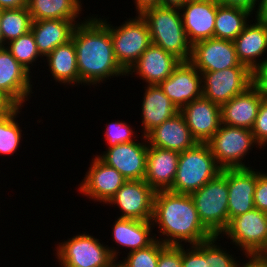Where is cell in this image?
Instances as JSON below:
<instances>
[{
  "label": "cell",
  "mask_w": 267,
  "mask_h": 267,
  "mask_svg": "<svg viewBox=\"0 0 267 267\" xmlns=\"http://www.w3.org/2000/svg\"><path fill=\"white\" fill-rule=\"evenodd\" d=\"M252 85L260 93L263 100L267 101V62L252 71Z\"/></svg>",
  "instance_id": "60d3db41"
},
{
  "label": "cell",
  "mask_w": 267,
  "mask_h": 267,
  "mask_svg": "<svg viewBox=\"0 0 267 267\" xmlns=\"http://www.w3.org/2000/svg\"><path fill=\"white\" fill-rule=\"evenodd\" d=\"M27 7V0H0V9H16Z\"/></svg>",
  "instance_id": "f6af8a7d"
},
{
  "label": "cell",
  "mask_w": 267,
  "mask_h": 267,
  "mask_svg": "<svg viewBox=\"0 0 267 267\" xmlns=\"http://www.w3.org/2000/svg\"><path fill=\"white\" fill-rule=\"evenodd\" d=\"M115 219V222L111 225V236L113 239L112 241L117 244V247L115 248L112 244L111 247L108 246V248L116 262L120 254H122V251L119 252L120 249L122 250L125 247L123 250L126 252L129 251L128 253H130L135 250L147 248L156 241L151 220L140 221L118 217H115ZM118 247L121 248L119 249Z\"/></svg>",
  "instance_id": "2e32d148"
},
{
  "label": "cell",
  "mask_w": 267,
  "mask_h": 267,
  "mask_svg": "<svg viewBox=\"0 0 267 267\" xmlns=\"http://www.w3.org/2000/svg\"><path fill=\"white\" fill-rule=\"evenodd\" d=\"M148 145L183 152L193 148L198 142L180 112L151 130L146 135Z\"/></svg>",
  "instance_id": "cb8c5ba5"
},
{
  "label": "cell",
  "mask_w": 267,
  "mask_h": 267,
  "mask_svg": "<svg viewBox=\"0 0 267 267\" xmlns=\"http://www.w3.org/2000/svg\"><path fill=\"white\" fill-rule=\"evenodd\" d=\"M220 237L235 245V250L238 247L245 258H256L267 250V213L254 208L233 217Z\"/></svg>",
  "instance_id": "9c48e42d"
},
{
  "label": "cell",
  "mask_w": 267,
  "mask_h": 267,
  "mask_svg": "<svg viewBox=\"0 0 267 267\" xmlns=\"http://www.w3.org/2000/svg\"><path fill=\"white\" fill-rule=\"evenodd\" d=\"M228 186L229 221L240 214L253 210L254 192L257 184V169L228 168L226 169Z\"/></svg>",
  "instance_id": "ffe728a7"
},
{
  "label": "cell",
  "mask_w": 267,
  "mask_h": 267,
  "mask_svg": "<svg viewBox=\"0 0 267 267\" xmlns=\"http://www.w3.org/2000/svg\"><path fill=\"white\" fill-rule=\"evenodd\" d=\"M179 112L198 143H207L221 125L220 105L203 96L189 102Z\"/></svg>",
  "instance_id": "ac0fdd59"
},
{
  "label": "cell",
  "mask_w": 267,
  "mask_h": 267,
  "mask_svg": "<svg viewBox=\"0 0 267 267\" xmlns=\"http://www.w3.org/2000/svg\"><path fill=\"white\" fill-rule=\"evenodd\" d=\"M187 0H159V6L181 8Z\"/></svg>",
  "instance_id": "7dc6e473"
},
{
  "label": "cell",
  "mask_w": 267,
  "mask_h": 267,
  "mask_svg": "<svg viewBox=\"0 0 267 267\" xmlns=\"http://www.w3.org/2000/svg\"><path fill=\"white\" fill-rule=\"evenodd\" d=\"M1 9H0V21H1ZM5 47V44L3 43L2 40V34H1V28H0V48Z\"/></svg>",
  "instance_id": "f907efd6"
},
{
  "label": "cell",
  "mask_w": 267,
  "mask_h": 267,
  "mask_svg": "<svg viewBox=\"0 0 267 267\" xmlns=\"http://www.w3.org/2000/svg\"><path fill=\"white\" fill-rule=\"evenodd\" d=\"M234 44L239 61L251 71L266 63L267 57L263 56L267 54V23L252 18L234 39Z\"/></svg>",
  "instance_id": "7402d4cb"
},
{
  "label": "cell",
  "mask_w": 267,
  "mask_h": 267,
  "mask_svg": "<svg viewBox=\"0 0 267 267\" xmlns=\"http://www.w3.org/2000/svg\"><path fill=\"white\" fill-rule=\"evenodd\" d=\"M180 62L173 54L151 44L126 73V77L132 75L131 78L138 77L145 85H159L172 74Z\"/></svg>",
  "instance_id": "d6986e66"
},
{
  "label": "cell",
  "mask_w": 267,
  "mask_h": 267,
  "mask_svg": "<svg viewBox=\"0 0 267 267\" xmlns=\"http://www.w3.org/2000/svg\"><path fill=\"white\" fill-rule=\"evenodd\" d=\"M265 267H267V250L261 252L257 257H256Z\"/></svg>",
  "instance_id": "681fc988"
},
{
  "label": "cell",
  "mask_w": 267,
  "mask_h": 267,
  "mask_svg": "<svg viewBox=\"0 0 267 267\" xmlns=\"http://www.w3.org/2000/svg\"><path fill=\"white\" fill-rule=\"evenodd\" d=\"M256 142L265 149L267 145V101L262 100L259 111L251 129Z\"/></svg>",
  "instance_id": "74e56055"
},
{
  "label": "cell",
  "mask_w": 267,
  "mask_h": 267,
  "mask_svg": "<svg viewBox=\"0 0 267 267\" xmlns=\"http://www.w3.org/2000/svg\"><path fill=\"white\" fill-rule=\"evenodd\" d=\"M190 196L200 221L213 235L220 236L230 222L226 169Z\"/></svg>",
  "instance_id": "ba28073f"
},
{
  "label": "cell",
  "mask_w": 267,
  "mask_h": 267,
  "mask_svg": "<svg viewBox=\"0 0 267 267\" xmlns=\"http://www.w3.org/2000/svg\"><path fill=\"white\" fill-rule=\"evenodd\" d=\"M254 207L267 213V171L257 169V184L254 192Z\"/></svg>",
  "instance_id": "ab89813d"
},
{
  "label": "cell",
  "mask_w": 267,
  "mask_h": 267,
  "mask_svg": "<svg viewBox=\"0 0 267 267\" xmlns=\"http://www.w3.org/2000/svg\"><path fill=\"white\" fill-rule=\"evenodd\" d=\"M33 77L11 55L6 47L0 48V91L16 106H25L35 96ZM32 83V84H31ZM26 102V103H25Z\"/></svg>",
  "instance_id": "9a60e30c"
},
{
  "label": "cell",
  "mask_w": 267,
  "mask_h": 267,
  "mask_svg": "<svg viewBox=\"0 0 267 267\" xmlns=\"http://www.w3.org/2000/svg\"><path fill=\"white\" fill-rule=\"evenodd\" d=\"M262 100L260 93L251 85L244 92L220 106L221 123L251 130Z\"/></svg>",
  "instance_id": "d4e9b609"
},
{
  "label": "cell",
  "mask_w": 267,
  "mask_h": 267,
  "mask_svg": "<svg viewBox=\"0 0 267 267\" xmlns=\"http://www.w3.org/2000/svg\"><path fill=\"white\" fill-rule=\"evenodd\" d=\"M252 15L246 9L224 6L217 2L213 38L234 41L253 17Z\"/></svg>",
  "instance_id": "f546056e"
},
{
  "label": "cell",
  "mask_w": 267,
  "mask_h": 267,
  "mask_svg": "<svg viewBox=\"0 0 267 267\" xmlns=\"http://www.w3.org/2000/svg\"><path fill=\"white\" fill-rule=\"evenodd\" d=\"M43 60L48 71L53 78V81L63 85L79 86V72L76 61V49L73 40L68 43L59 45ZM67 85V86H66ZM71 85V86H70Z\"/></svg>",
  "instance_id": "83f0119b"
},
{
  "label": "cell",
  "mask_w": 267,
  "mask_h": 267,
  "mask_svg": "<svg viewBox=\"0 0 267 267\" xmlns=\"http://www.w3.org/2000/svg\"><path fill=\"white\" fill-rule=\"evenodd\" d=\"M74 29L72 40L76 49V61L79 72V86L99 87L111 78H126V72L117 62L110 29L91 14L83 18ZM123 76V77H122Z\"/></svg>",
  "instance_id": "6da1fadb"
},
{
  "label": "cell",
  "mask_w": 267,
  "mask_h": 267,
  "mask_svg": "<svg viewBox=\"0 0 267 267\" xmlns=\"http://www.w3.org/2000/svg\"><path fill=\"white\" fill-rule=\"evenodd\" d=\"M157 267H182V245H166L160 251Z\"/></svg>",
  "instance_id": "f35d334b"
},
{
  "label": "cell",
  "mask_w": 267,
  "mask_h": 267,
  "mask_svg": "<svg viewBox=\"0 0 267 267\" xmlns=\"http://www.w3.org/2000/svg\"><path fill=\"white\" fill-rule=\"evenodd\" d=\"M147 86V87H146ZM141 101V135L151 130L179 112L159 85H145ZM143 131V132H142Z\"/></svg>",
  "instance_id": "484cf974"
},
{
  "label": "cell",
  "mask_w": 267,
  "mask_h": 267,
  "mask_svg": "<svg viewBox=\"0 0 267 267\" xmlns=\"http://www.w3.org/2000/svg\"><path fill=\"white\" fill-rule=\"evenodd\" d=\"M5 47L11 53V55L32 75L31 72L35 66L37 67L39 59L44 58L40 55L37 45L33 36V33L29 31L25 35H22L16 39L9 41L5 44ZM34 66V67H33ZM33 67V68H32Z\"/></svg>",
  "instance_id": "d6a6232c"
},
{
  "label": "cell",
  "mask_w": 267,
  "mask_h": 267,
  "mask_svg": "<svg viewBox=\"0 0 267 267\" xmlns=\"http://www.w3.org/2000/svg\"><path fill=\"white\" fill-rule=\"evenodd\" d=\"M221 237L214 235L206 240V261L210 267H241L243 258L239 261L235 254L221 246Z\"/></svg>",
  "instance_id": "e575fe53"
},
{
  "label": "cell",
  "mask_w": 267,
  "mask_h": 267,
  "mask_svg": "<svg viewBox=\"0 0 267 267\" xmlns=\"http://www.w3.org/2000/svg\"><path fill=\"white\" fill-rule=\"evenodd\" d=\"M83 0H27L32 21L65 19L81 20ZM83 9V10H82ZM78 18V19H77Z\"/></svg>",
  "instance_id": "f1b7e54d"
},
{
  "label": "cell",
  "mask_w": 267,
  "mask_h": 267,
  "mask_svg": "<svg viewBox=\"0 0 267 267\" xmlns=\"http://www.w3.org/2000/svg\"><path fill=\"white\" fill-rule=\"evenodd\" d=\"M17 106L0 91V117L8 115Z\"/></svg>",
  "instance_id": "7bdbcfd3"
},
{
  "label": "cell",
  "mask_w": 267,
  "mask_h": 267,
  "mask_svg": "<svg viewBox=\"0 0 267 267\" xmlns=\"http://www.w3.org/2000/svg\"><path fill=\"white\" fill-rule=\"evenodd\" d=\"M159 86L178 110L202 97V74L190 63L180 62Z\"/></svg>",
  "instance_id": "e0dca14e"
},
{
  "label": "cell",
  "mask_w": 267,
  "mask_h": 267,
  "mask_svg": "<svg viewBox=\"0 0 267 267\" xmlns=\"http://www.w3.org/2000/svg\"><path fill=\"white\" fill-rule=\"evenodd\" d=\"M217 164L222 169L228 168H249L253 167L248 163L246 156L262 147L256 142L250 129L233 127L225 124L220 125L219 130L207 142Z\"/></svg>",
  "instance_id": "52a82bcc"
},
{
  "label": "cell",
  "mask_w": 267,
  "mask_h": 267,
  "mask_svg": "<svg viewBox=\"0 0 267 267\" xmlns=\"http://www.w3.org/2000/svg\"><path fill=\"white\" fill-rule=\"evenodd\" d=\"M151 221L153 228H158L156 240L165 245H197L214 236L200 221L188 194L157 191Z\"/></svg>",
  "instance_id": "7a4b0ae2"
},
{
  "label": "cell",
  "mask_w": 267,
  "mask_h": 267,
  "mask_svg": "<svg viewBox=\"0 0 267 267\" xmlns=\"http://www.w3.org/2000/svg\"><path fill=\"white\" fill-rule=\"evenodd\" d=\"M201 74L202 96L220 106L252 85V71L248 67H232Z\"/></svg>",
  "instance_id": "30bf717a"
},
{
  "label": "cell",
  "mask_w": 267,
  "mask_h": 267,
  "mask_svg": "<svg viewBox=\"0 0 267 267\" xmlns=\"http://www.w3.org/2000/svg\"><path fill=\"white\" fill-rule=\"evenodd\" d=\"M101 241L82 231L56 243L53 251H56L58 267H115L117 262L110 253L109 244Z\"/></svg>",
  "instance_id": "8992f818"
},
{
  "label": "cell",
  "mask_w": 267,
  "mask_h": 267,
  "mask_svg": "<svg viewBox=\"0 0 267 267\" xmlns=\"http://www.w3.org/2000/svg\"><path fill=\"white\" fill-rule=\"evenodd\" d=\"M166 245L156 240L149 247L132 251L124 254L127 257H121L123 260H118L117 265L119 267H157L160 251Z\"/></svg>",
  "instance_id": "836d02e7"
},
{
  "label": "cell",
  "mask_w": 267,
  "mask_h": 267,
  "mask_svg": "<svg viewBox=\"0 0 267 267\" xmlns=\"http://www.w3.org/2000/svg\"><path fill=\"white\" fill-rule=\"evenodd\" d=\"M220 5L239 7L253 14L256 12L260 0H216Z\"/></svg>",
  "instance_id": "b9f144b4"
},
{
  "label": "cell",
  "mask_w": 267,
  "mask_h": 267,
  "mask_svg": "<svg viewBox=\"0 0 267 267\" xmlns=\"http://www.w3.org/2000/svg\"><path fill=\"white\" fill-rule=\"evenodd\" d=\"M88 168L77 191L95 203L107 204L127 181L115 168L107 166L94 154Z\"/></svg>",
  "instance_id": "4fadbf2b"
},
{
  "label": "cell",
  "mask_w": 267,
  "mask_h": 267,
  "mask_svg": "<svg viewBox=\"0 0 267 267\" xmlns=\"http://www.w3.org/2000/svg\"><path fill=\"white\" fill-rule=\"evenodd\" d=\"M141 136L140 140L106 148V151L96 156L107 166L115 168L127 180H143L146 172L148 141L146 136Z\"/></svg>",
  "instance_id": "7c38bea8"
},
{
  "label": "cell",
  "mask_w": 267,
  "mask_h": 267,
  "mask_svg": "<svg viewBox=\"0 0 267 267\" xmlns=\"http://www.w3.org/2000/svg\"><path fill=\"white\" fill-rule=\"evenodd\" d=\"M104 133V140L107 141V148L116 146L121 143L135 141L140 138V133L134 131L135 129L123 120H117L106 123ZM136 132V133H135ZM139 134V135H138ZM138 135V136H137Z\"/></svg>",
  "instance_id": "d590c367"
},
{
  "label": "cell",
  "mask_w": 267,
  "mask_h": 267,
  "mask_svg": "<svg viewBox=\"0 0 267 267\" xmlns=\"http://www.w3.org/2000/svg\"><path fill=\"white\" fill-rule=\"evenodd\" d=\"M31 15L27 7L1 11L0 28L4 44L31 30Z\"/></svg>",
  "instance_id": "1f68e13d"
},
{
  "label": "cell",
  "mask_w": 267,
  "mask_h": 267,
  "mask_svg": "<svg viewBox=\"0 0 267 267\" xmlns=\"http://www.w3.org/2000/svg\"><path fill=\"white\" fill-rule=\"evenodd\" d=\"M255 18L260 22L267 23V0H260L257 10L254 13Z\"/></svg>",
  "instance_id": "bcb514c9"
},
{
  "label": "cell",
  "mask_w": 267,
  "mask_h": 267,
  "mask_svg": "<svg viewBox=\"0 0 267 267\" xmlns=\"http://www.w3.org/2000/svg\"><path fill=\"white\" fill-rule=\"evenodd\" d=\"M110 29L114 55L120 67L127 73L152 44L150 29L141 14L127 18L121 25H113L109 19L98 16Z\"/></svg>",
  "instance_id": "5b68a950"
},
{
  "label": "cell",
  "mask_w": 267,
  "mask_h": 267,
  "mask_svg": "<svg viewBox=\"0 0 267 267\" xmlns=\"http://www.w3.org/2000/svg\"><path fill=\"white\" fill-rule=\"evenodd\" d=\"M241 267H265L257 258H245Z\"/></svg>",
  "instance_id": "c3c4849f"
},
{
  "label": "cell",
  "mask_w": 267,
  "mask_h": 267,
  "mask_svg": "<svg viewBox=\"0 0 267 267\" xmlns=\"http://www.w3.org/2000/svg\"><path fill=\"white\" fill-rule=\"evenodd\" d=\"M155 193L144 179L127 180L107 205L119 208L118 218L152 220Z\"/></svg>",
  "instance_id": "8fae6325"
},
{
  "label": "cell",
  "mask_w": 267,
  "mask_h": 267,
  "mask_svg": "<svg viewBox=\"0 0 267 267\" xmlns=\"http://www.w3.org/2000/svg\"><path fill=\"white\" fill-rule=\"evenodd\" d=\"M200 73L247 67L237 57L234 41L209 38L192 45L189 61Z\"/></svg>",
  "instance_id": "5bb4252c"
},
{
  "label": "cell",
  "mask_w": 267,
  "mask_h": 267,
  "mask_svg": "<svg viewBox=\"0 0 267 267\" xmlns=\"http://www.w3.org/2000/svg\"><path fill=\"white\" fill-rule=\"evenodd\" d=\"M23 106H17L8 115L0 117V156L18 154L21 147L23 130L17 118L21 116Z\"/></svg>",
  "instance_id": "4dcf8cb0"
},
{
  "label": "cell",
  "mask_w": 267,
  "mask_h": 267,
  "mask_svg": "<svg viewBox=\"0 0 267 267\" xmlns=\"http://www.w3.org/2000/svg\"><path fill=\"white\" fill-rule=\"evenodd\" d=\"M84 20L49 19L32 21L31 32L33 33L37 49L45 58L59 45L72 40V35L78 23Z\"/></svg>",
  "instance_id": "4316f807"
},
{
  "label": "cell",
  "mask_w": 267,
  "mask_h": 267,
  "mask_svg": "<svg viewBox=\"0 0 267 267\" xmlns=\"http://www.w3.org/2000/svg\"><path fill=\"white\" fill-rule=\"evenodd\" d=\"M135 13L141 14L146 8L159 6V0H133Z\"/></svg>",
  "instance_id": "ee69618b"
},
{
  "label": "cell",
  "mask_w": 267,
  "mask_h": 267,
  "mask_svg": "<svg viewBox=\"0 0 267 267\" xmlns=\"http://www.w3.org/2000/svg\"><path fill=\"white\" fill-rule=\"evenodd\" d=\"M182 267H210L206 261V241L186 248L182 245Z\"/></svg>",
  "instance_id": "8d00e7d4"
},
{
  "label": "cell",
  "mask_w": 267,
  "mask_h": 267,
  "mask_svg": "<svg viewBox=\"0 0 267 267\" xmlns=\"http://www.w3.org/2000/svg\"><path fill=\"white\" fill-rule=\"evenodd\" d=\"M221 171L209 145L197 143L193 148L180 152L175 179L169 191L190 195Z\"/></svg>",
  "instance_id": "277c9868"
},
{
  "label": "cell",
  "mask_w": 267,
  "mask_h": 267,
  "mask_svg": "<svg viewBox=\"0 0 267 267\" xmlns=\"http://www.w3.org/2000/svg\"><path fill=\"white\" fill-rule=\"evenodd\" d=\"M180 11L187 39L192 45L213 38L217 1L187 0Z\"/></svg>",
  "instance_id": "44dd1931"
},
{
  "label": "cell",
  "mask_w": 267,
  "mask_h": 267,
  "mask_svg": "<svg viewBox=\"0 0 267 267\" xmlns=\"http://www.w3.org/2000/svg\"><path fill=\"white\" fill-rule=\"evenodd\" d=\"M180 152L148 145L144 180L157 191H168L175 179Z\"/></svg>",
  "instance_id": "603a6c76"
},
{
  "label": "cell",
  "mask_w": 267,
  "mask_h": 267,
  "mask_svg": "<svg viewBox=\"0 0 267 267\" xmlns=\"http://www.w3.org/2000/svg\"><path fill=\"white\" fill-rule=\"evenodd\" d=\"M141 16L148 23L152 44L173 54L181 62L190 61L192 44L187 39L179 8L150 7Z\"/></svg>",
  "instance_id": "3957f363"
}]
</instances>
